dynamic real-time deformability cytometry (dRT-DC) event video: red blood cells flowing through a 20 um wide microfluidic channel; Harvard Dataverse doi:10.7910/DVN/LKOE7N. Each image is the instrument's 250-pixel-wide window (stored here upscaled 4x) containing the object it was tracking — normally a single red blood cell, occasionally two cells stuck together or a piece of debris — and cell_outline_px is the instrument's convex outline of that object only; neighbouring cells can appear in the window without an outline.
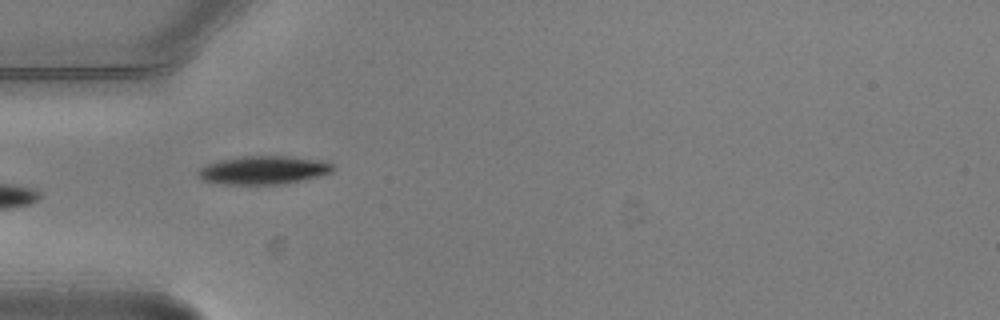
{"species": "common noctule bat (a hibernating species)", "species_latin": "Nyctalus noctula", "temperature_condition": "warm", "stored_images_in_passage": 5, "camera_frame_rate_fps": 3000, "um_per_image_px": 0.085, "animal": {"sex": "male", "body_mass_g": 20.5, "forearm_length_mm": 52.5}, "frame": {"image": 1, "passage_image": 4, "time_ms": 1.0, "image_size_px": [1000, 320], "cell_outline_px": [[336, 168], [332, 172], [320, 176], [284, 184], [224, 184], [204, 180], [196, 176], [196, 172], [200, 168], [208, 164], [220, 160], [240, 156], [288, 156], [324, 160], [332, 164]], "centroid_in_image_um": [22.43, 14.45], "position_along_channel_um": 62.6, "area_um2": 22.43}}
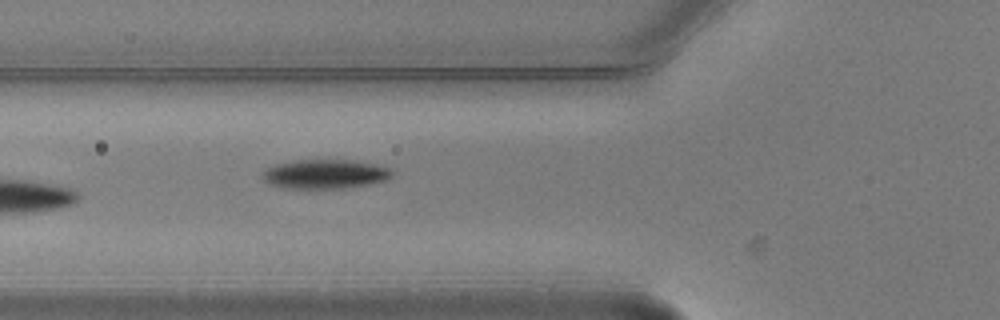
{"frame": {"image": 2, "passage_image": 5, "time_ms": 1.333, "image_size_px": [1000, 320], "cell_outline_px": [[392, 176], [388, 180], [368, 184], [344, 188], [284, 188], [268, 184], [260, 176], [268, 168], [276, 164], [296, 160], [356, 160], [388, 168], [392, 172]], "centroid_in_image_um": [27.61, 14.8], "position_along_channel_um": 98.2, "area_um2": 21.96}}